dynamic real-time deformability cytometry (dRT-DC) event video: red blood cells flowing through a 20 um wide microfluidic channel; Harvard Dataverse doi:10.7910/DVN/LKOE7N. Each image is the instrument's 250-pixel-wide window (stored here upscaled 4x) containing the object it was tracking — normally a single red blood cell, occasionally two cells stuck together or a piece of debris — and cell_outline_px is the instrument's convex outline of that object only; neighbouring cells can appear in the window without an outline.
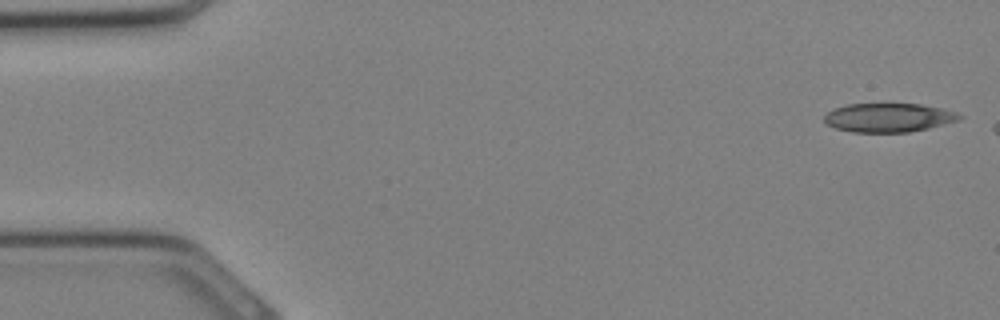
{"species": "Egyptian fruit bat (a non-hibernating species)", "species_latin": "Rousettus aegyptiacus", "temperature_condition": "cold", "stored_images_in_passage": 5, "camera_frame_rate_fps": 3000, "um_per_image_px": 0.085, "animal": {"sex": "female"}, "frame": {"image": 1, "passage_image": 1, "time_ms": 0.0, "image_size_px": [1000, 320], "cell_outline_px": [[964, 116], [960, 120], [928, 128], [908, 132], [852, 132], [836, 128], [828, 124], [824, 120], [824, 116], [828, 112], [836, 108], [848, 104], [920, 104], [940, 108], [956, 112]], "centroid_in_image_um": [75.55, 10.0], "position_along_channel_um": 9.4, "area_um2": 22.54}}